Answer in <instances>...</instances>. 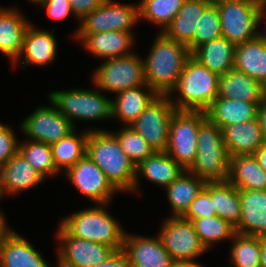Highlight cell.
Wrapping results in <instances>:
<instances>
[{"mask_svg":"<svg viewBox=\"0 0 266 267\" xmlns=\"http://www.w3.org/2000/svg\"><path fill=\"white\" fill-rule=\"evenodd\" d=\"M86 155L118 191L134 190L136 166L122 151L118 138L111 131L90 128Z\"/></svg>","mask_w":266,"mask_h":267,"instance_id":"1","label":"cell"},{"mask_svg":"<svg viewBox=\"0 0 266 267\" xmlns=\"http://www.w3.org/2000/svg\"><path fill=\"white\" fill-rule=\"evenodd\" d=\"M191 56L188 46L167 37H155L144 59L145 81L158 95H169L177 85L186 60Z\"/></svg>","mask_w":266,"mask_h":267,"instance_id":"2","label":"cell"},{"mask_svg":"<svg viewBox=\"0 0 266 267\" xmlns=\"http://www.w3.org/2000/svg\"><path fill=\"white\" fill-rule=\"evenodd\" d=\"M104 206L106 204H98V206L74 212L65 217L60 225L72 236L106 244L115 251L122 250L127 232Z\"/></svg>","mask_w":266,"mask_h":267,"instance_id":"3","label":"cell"},{"mask_svg":"<svg viewBox=\"0 0 266 267\" xmlns=\"http://www.w3.org/2000/svg\"><path fill=\"white\" fill-rule=\"evenodd\" d=\"M219 77L190 56L177 85L169 94L171 102L176 109L206 111L218 97ZM174 92H178L179 97L173 101L171 94Z\"/></svg>","mask_w":266,"mask_h":267,"instance_id":"4","label":"cell"},{"mask_svg":"<svg viewBox=\"0 0 266 267\" xmlns=\"http://www.w3.org/2000/svg\"><path fill=\"white\" fill-rule=\"evenodd\" d=\"M229 165L222 130L207 117L199 126L196 158L187 171L206 182L226 181Z\"/></svg>","mask_w":266,"mask_h":267,"instance_id":"5","label":"cell"},{"mask_svg":"<svg viewBox=\"0 0 266 267\" xmlns=\"http://www.w3.org/2000/svg\"><path fill=\"white\" fill-rule=\"evenodd\" d=\"M48 98L73 125L75 118L83 121L112 119V100L96 89L53 91Z\"/></svg>","mask_w":266,"mask_h":267,"instance_id":"6","label":"cell"},{"mask_svg":"<svg viewBox=\"0 0 266 267\" xmlns=\"http://www.w3.org/2000/svg\"><path fill=\"white\" fill-rule=\"evenodd\" d=\"M207 118L205 110L176 109L169 125L166 153L187 170L197 152V134Z\"/></svg>","mask_w":266,"mask_h":267,"instance_id":"7","label":"cell"},{"mask_svg":"<svg viewBox=\"0 0 266 267\" xmlns=\"http://www.w3.org/2000/svg\"><path fill=\"white\" fill-rule=\"evenodd\" d=\"M266 6L260 0H231L217 4L222 36L238 45L257 37V18Z\"/></svg>","mask_w":266,"mask_h":267,"instance_id":"8","label":"cell"},{"mask_svg":"<svg viewBox=\"0 0 266 267\" xmlns=\"http://www.w3.org/2000/svg\"><path fill=\"white\" fill-rule=\"evenodd\" d=\"M95 88L116 94L146 84L144 60L137 53L105 59L92 76Z\"/></svg>","mask_w":266,"mask_h":267,"instance_id":"9","label":"cell"},{"mask_svg":"<svg viewBox=\"0 0 266 267\" xmlns=\"http://www.w3.org/2000/svg\"><path fill=\"white\" fill-rule=\"evenodd\" d=\"M175 110L169 95H157L129 126L155 151H166L169 125Z\"/></svg>","mask_w":266,"mask_h":267,"instance_id":"10","label":"cell"},{"mask_svg":"<svg viewBox=\"0 0 266 267\" xmlns=\"http://www.w3.org/2000/svg\"><path fill=\"white\" fill-rule=\"evenodd\" d=\"M158 235L173 261H195L194 258L208 251L192 222L181 216L166 218Z\"/></svg>","mask_w":266,"mask_h":267,"instance_id":"11","label":"cell"},{"mask_svg":"<svg viewBox=\"0 0 266 267\" xmlns=\"http://www.w3.org/2000/svg\"><path fill=\"white\" fill-rule=\"evenodd\" d=\"M81 21L74 37L77 33L132 32L133 26L139 21V4H117L114 0H106Z\"/></svg>","mask_w":266,"mask_h":267,"instance_id":"12","label":"cell"},{"mask_svg":"<svg viewBox=\"0 0 266 267\" xmlns=\"http://www.w3.org/2000/svg\"><path fill=\"white\" fill-rule=\"evenodd\" d=\"M56 234L61 243L57 248L59 267H96L115 252L106 244L72 236L61 225Z\"/></svg>","mask_w":266,"mask_h":267,"instance_id":"13","label":"cell"},{"mask_svg":"<svg viewBox=\"0 0 266 267\" xmlns=\"http://www.w3.org/2000/svg\"><path fill=\"white\" fill-rule=\"evenodd\" d=\"M52 106H41L23 120L21 131L34 141H41L52 145L73 132V125L57 107L49 100Z\"/></svg>","mask_w":266,"mask_h":267,"instance_id":"14","label":"cell"},{"mask_svg":"<svg viewBox=\"0 0 266 267\" xmlns=\"http://www.w3.org/2000/svg\"><path fill=\"white\" fill-rule=\"evenodd\" d=\"M65 176L77 191L96 202V204L108 205L113 194L119 192L87 155L69 168L65 172Z\"/></svg>","mask_w":266,"mask_h":267,"instance_id":"15","label":"cell"},{"mask_svg":"<svg viewBox=\"0 0 266 267\" xmlns=\"http://www.w3.org/2000/svg\"><path fill=\"white\" fill-rule=\"evenodd\" d=\"M122 250L132 267H171L174 262L158 234L150 238L125 233Z\"/></svg>","mask_w":266,"mask_h":267,"instance_id":"16","label":"cell"},{"mask_svg":"<svg viewBox=\"0 0 266 267\" xmlns=\"http://www.w3.org/2000/svg\"><path fill=\"white\" fill-rule=\"evenodd\" d=\"M79 39L94 57L105 59L131 55L134 32L109 31L101 33H77Z\"/></svg>","mask_w":266,"mask_h":267,"instance_id":"17","label":"cell"},{"mask_svg":"<svg viewBox=\"0 0 266 267\" xmlns=\"http://www.w3.org/2000/svg\"><path fill=\"white\" fill-rule=\"evenodd\" d=\"M241 215L238 234L266 237V190L239 189Z\"/></svg>","mask_w":266,"mask_h":267,"instance_id":"18","label":"cell"},{"mask_svg":"<svg viewBox=\"0 0 266 267\" xmlns=\"http://www.w3.org/2000/svg\"><path fill=\"white\" fill-rule=\"evenodd\" d=\"M45 178L35 170L24 157L17 152L6 164L0 167V191L16 194L37 186ZM4 194V195H3Z\"/></svg>","mask_w":266,"mask_h":267,"instance_id":"19","label":"cell"},{"mask_svg":"<svg viewBox=\"0 0 266 267\" xmlns=\"http://www.w3.org/2000/svg\"><path fill=\"white\" fill-rule=\"evenodd\" d=\"M222 138L229 157L254 155L265 142L259 119L223 127Z\"/></svg>","mask_w":266,"mask_h":267,"instance_id":"20","label":"cell"},{"mask_svg":"<svg viewBox=\"0 0 266 267\" xmlns=\"http://www.w3.org/2000/svg\"><path fill=\"white\" fill-rule=\"evenodd\" d=\"M266 87L258 80L232 68L219 77L218 97L246 102H263Z\"/></svg>","mask_w":266,"mask_h":267,"instance_id":"21","label":"cell"},{"mask_svg":"<svg viewBox=\"0 0 266 267\" xmlns=\"http://www.w3.org/2000/svg\"><path fill=\"white\" fill-rule=\"evenodd\" d=\"M56 51L57 40L53 33L36 29L30 23L24 35L21 53L15 62L23 56L22 65L45 66L56 59Z\"/></svg>","mask_w":266,"mask_h":267,"instance_id":"22","label":"cell"},{"mask_svg":"<svg viewBox=\"0 0 266 267\" xmlns=\"http://www.w3.org/2000/svg\"><path fill=\"white\" fill-rule=\"evenodd\" d=\"M30 21L14 8H0V52L15 64Z\"/></svg>","mask_w":266,"mask_h":267,"instance_id":"23","label":"cell"},{"mask_svg":"<svg viewBox=\"0 0 266 267\" xmlns=\"http://www.w3.org/2000/svg\"><path fill=\"white\" fill-rule=\"evenodd\" d=\"M184 171L185 169L170 157L166 151H154L136 166V181L132 192L139 191L140 184L138 180L140 176L166 188Z\"/></svg>","mask_w":266,"mask_h":267,"instance_id":"24","label":"cell"},{"mask_svg":"<svg viewBox=\"0 0 266 267\" xmlns=\"http://www.w3.org/2000/svg\"><path fill=\"white\" fill-rule=\"evenodd\" d=\"M24 237L13 230L4 238L0 247V267H49Z\"/></svg>","mask_w":266,"mask_h":267,"instance_id":"25","label":"cell"},{"mask_svg":"<svg viewBox=\"0 0 266 267\" xmlns=\"http://www.w3.org/2000/svg\"><path fill=\"white\" fill-rule=\"evenodd\" d=\"M261 103L216 98L206 110V114L213 123L222 129L226 126L258 119V110Z\"/></svg>","mask_w":266,"mask_h":267,"instance_id":"26","label":"cell"},{"mask_svg":"<svg viewBox=\"0 0 266 267\" xmlns=\"http://www.w3.org/2000/svg\"><path fill=\"white\" fill-rule=\"evenodd\" d=\"M236 45L223 36L197 47L191 56L211 72L221 76L234 66Z\"/></svg>","mask_w":266,"mask_h":267,"instance_id":"27","label":"cell"},{"mask_svg":"<svg viewBox=\"0 0 266 267\" xmlns=\"http://www.w3.org/2000/svg\"><path fill=\"white\" fill-rule=\"evenodd\" d=\"M143 88H147V91ZM157 95L147 83L121 91L112 100V118L121 119L126 126H129Z\"/></svg>","mask_w":266,"mask_h":267,"instance_id":"28","label":"cell"},{"mask_svg":"<svg viewBox=\"0 0 266 267\" xmlns=\"http://www.w3.org/2000/svg\"><path fill=\"white\" fill-rule=\"evenodd\" d=\"M209 5L205 0H186L163 33L176 42L188 45L194 38L198 20Z\"/></svg>","mask_w":266,"mask_h":267,"instance_id":"29","label":"cell"},{"mask_svg":"<svg viewBox=\"0 0 266 267\" xmlns=\"http://www.w3.org/2000/svg\"><path fill=\"white\" fill-rule=\"evenodd\" d=\"M233 68L266 87V44L256 37L236 45Z\"/></svg>","mask_w":266,"mask_h":267,"instance_id":"30","label":"cell"},{"mask_svg":"<svg viewBox=\"0 0 266 267\" xmlns=\"http://www.w3.org/2000/svg\"><path fill=\"white\" fill-rule=\"evenodd\" d=\"M228 181L237 189L266 190V173L254 155L230 157Z\"/></svg>","mask_w":266,"mask_h":267,"instance_id":"31","label":"cell"},{"mask_svg":"<svg viewBox=\"0 0 266 267\" xmlns=\"http://www.w3.org/2000/svg\"><path fill=\"white\" fill-rule=\"evenodd\" d=\"M204 190L210 195L216 215L237 226L241 215L239 189L228 180L206 182Z\"/></svg>","mask_w":266,"mask_h":267,"instance_id":"32","label":"cell"},{"mask_svg":"<svg viewBox=\"0 0 266 267\" xmlns=\"http://www.w3.org/2000/svg\"><path fill=\"white\" fill-rule=\"evenodd\" d=\"M205 184V180L185 170L167 186L165 191L173 211L171 216H182L195 197L204 189Z\"/></svg>","mask_w":266,"mask_h":267,"instance_id":"33","label":"cell"},{"mask_svg":"<svg viewBox=\"0 0 266 267\" xmlns=\"http://www.w3.org/2000/svg\"><path fill=\"white\" fill-rule=\"evenodd\" d=\"M88 134V129L80 134L76 133L75 129L60 141L50 145L53 162L59 172H66L86 155Z\"/></svg>","mask_w":266,"mask_h":267,"instance_id":"34","label":"cell"},{"mask_svg":"<svg viewBox=\"0 0 266 267\" xmlns=\"http://www.w3.org/2000/svg\"><path fill=\"white\" fill-rule=\"evenodd\" d=\"M195 232L206 249L217 242L232 240L237 234L235 226L218 215L191 220Z\"/></svg>","mask_w":266,"mask_h":267,"instance_id":"35","label":"cell"},{"mask_svg":"<svg viewBox=\"0 0 266 267\" xmlns=\"http://www.w3.org/2000/svg\"><path fill=\"white\" fill-rule=\"evenodd\" d=\"M186 0H141L139 3V19L162 27L160 32L174 19ZM164 27V28H163Z\"/></svg>","mask_w":266,"mask_h":267,"instance_id":"36","label":"cell"},{"mask_svg":"<svg viewBox=\"0 0 266 267\" xmlns=\"http://www.w3.org/2000/svg\"><path fill=\"white\" fill-rule=\"evenodd\" d=\"M18 152L44 178L58 175L59 171L54 165L51 147L47 143L34 140L19 142Z\"/></svg>","mask_w":266,"mask_h":267,"instance_id":"37","label":"cell"},{"mask_svg":"<svg viewBox=\"0 0 266 267\" xmlns=\"http://www.w3.org/2000/svg\"><path fill=\"white\" fill-rule=\"evenodd\" d=\"M230 248L234 267H260L261 237L236 234Z\"/></svg>","mask_w":266,"mask_h":267,"instance_id":"38","label":"cell"},{"mask_svg":"<svg viewBox=\"0 0 266 267\" xmlns=\"http://www.w3.org/2000/svg\"><path fill=\"white\" fill-rule=\"evenodd\" d=\"M222 36L217 5H209L198 20L193 40L187 45L190 53L204 43Z\"/></svg>","mask_w":266,"mask_h":267,"instance_id":"39","label":"cell"},{"mask_svg":"<svg viewBox=\"0 0 266 267\" xmlns=\"http://www.w3.org/2000/svg\"><path fill=\"white\" fill-rule=\"evenodd\" d=\"M112 133L118 138L122 151L135 166L149 157L155 150L130 126H124L119 132Z\"/></svg>","mask_w":266,"mask_h":267,"instance_id":"40","label":"cell"},{"mask_svg":"<svg viewBox=\"0 0 266 267\" xmlns=\"http://www.w3.org/2000/svg\"><path fill=\"white\" fill-rule=\"evenodd\" d=\"M216 215V209L213 206L210 195L203 189L191 202L189 208L181 216L185 220L197 218L212 217Z\"/></svg>","mask_w":266,"mask_h":267,"instance_id":"41","label":"cell"},{"mask_svg":"<svg viewBox=\"0 0 266 267\" xmlns=\"http://www.w3.org/2000/svg\"><path fill=\"white\" fill-rule=\"evenodd\" d=\"M18 146L19 142L13 129L0 123V167L18 152Z\"/></svg>","mask_w":266,"mask_h":267,"instance_id":"42","label":"cell"},{"mask_svg":"<svg viewBox=\"0 0 266 267\" xmlns=\"http://www.w3.org/2000/svg\"><path fill=\"white\" fill-rule=\"evenodd\" d=\"M39 5L46 8L47 15L53 19H65L69 15H74L70 0H44Z\"/></svg>","mask_w":266,"mask_h":267,"instance_id":"43","label":"cell"},{"mask_svg":"<svg viewBox=\"0 0 266 267\" xmlns=\"http://www.w3.org/2000/svg\"><path fill=\"white\" fill-rule=\"evenodd\" d=\"M106 0H70L73 14L82 20L87 14L100 7Z\"/></svg>","mask_w":266,"mask_h":267,"instance_id":"44","label":"cell"},{"mask_svg":"<svg viewBox=\"0 0 266 267\" xmlns=\"http://www.w3.org/2000/svg\"><path fill=\"white\" fill-rule=\"evenodd\" d=\"M96 267H132L123 250L115 251L104 262Z\"/></svg>","mask_w":266,"mask_h":267,"instance_id":"45","label":"cell"},{"mask_svg":"<svg viewBox=\"0 0 266 267\" xmlns=\"http://www.w3.org/2000/svg\"><path fill=\"white\" fill-rule=\"evenodd\" d=\"M258 119L261 124L263 138L266 142V97L263 99V102L259 106Z\"/></svg>","mask_w":266,"mask_h":267,"instance_id":"46","label":"cell"},{"mask_svg":"<svg viewBox=\"0 0 266 267\" xmlns=\"http://www.w3.org/2000/svg\"><path fill=\"white\" fill-rule=\"evenodd\" d=\"M256 157L259 166L264 170L266 173V142H264L254 154Z\"/></svg>","mask_w":266,"mask_h":267,"instance_id":"47","label":"cell"},{"mask_svg":"<svg viewBox=\"0 0 266 267\" xmlns=\"http://www.w3.org/2000/svg\"><path fill=\"white\" fill-rule=\"evenodd\" d=\"M12 231V229H8L6 224L5 216L0 213V247L2 246L4 238Z\"/></svg>","mask_w":266,"mask_h":267,"instance_id":"48","label":"cell"},{"mask_svg":"<svg viewBox=\"0 0 266 267\" xmlns=\"http://www.w3.org/2000/svg\"><path fill=\"white\" fill-rule=\"evenodd\" d=\"M266 6L260 11L257 18V26L261 25V20L266 19ZM266 33V32H265ZM264 32L257 31V37L266 44V34Z\"/></svg>","mask_w":266,"mask_h":267,"instance_id":"49","label":"cell"},{"mask_svg":"<svg viewBox=\"0 0 266 267\" xmlns=\"http://www.w3.org/2000/svg\"><path fill=\"white\" fill-rule=\"evenodd\" d=\"M171 267H202V265L195 261H174Z\"/></svg>","mask_w":266,"mask_h":267,"instance_id":"50","label":"cell"},{"mask_svg":"<svg viewBox=\"0 0 266 267\" xmlns=\"http://www.w3.org/2000/svg\"><path fill=\"white\" fill-rule=\"evenodd\" d=\"M260 267H266V237H261Z\"/></svg>","mask_w":266,"mask_h":267,"instance_id":"51","label":"cell"},{"mask_svg":"<svg viewBox=\"0 0 266 267\" xmlns=\"http://www.w3.org/2000/svg\"><path fill=\"white\" fill-rule=\"evenodd\" d=\"M205 1L210 5H217L219 3L227 2V1H231V0H205Z\"/></svg>","mask_w":266,"mask_h":267,"instance_id":"52","label":"cell"},{"mask_svg":"<svg viewBox=\"0 0 266 267\" xmlns=\"http://www.w3.org/2000/svg\"><path fill=\"white\" fill-rule=\"evenodd\" d=\"M29 1H32V3L40 4V3L43 2L44 0H29Z\"/></svg>","mask_w":266,"mask_h":267,"instance_id":"53","label":"cell"}]
</instances>
